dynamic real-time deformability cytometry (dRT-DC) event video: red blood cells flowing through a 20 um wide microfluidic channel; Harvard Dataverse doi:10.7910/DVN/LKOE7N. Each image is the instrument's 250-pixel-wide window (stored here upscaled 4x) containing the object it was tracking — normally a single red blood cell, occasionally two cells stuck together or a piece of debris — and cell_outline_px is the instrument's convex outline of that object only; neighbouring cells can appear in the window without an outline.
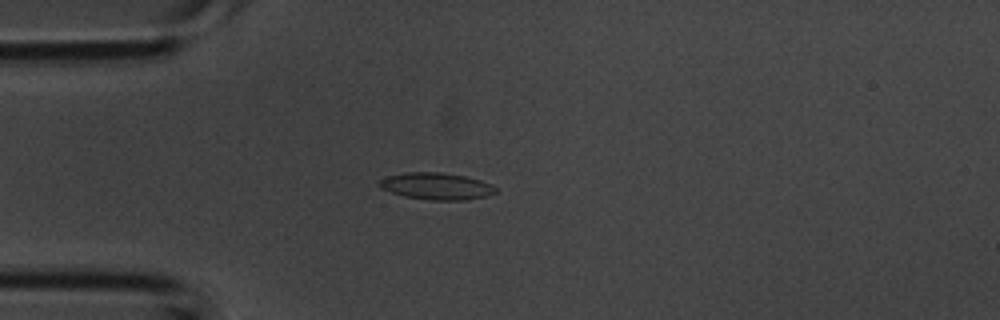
{"species": "common noctule bat (a hibernating species)", "species_latin": "Nyctalus noctula", "temperature_condition": "room temperature", "stored_images_in_passage": 3, "camera_frame_rate_fps": 3000, "um_per_image_px": 0.085, "animal": {"sex": "male", "body_mass_g": 20.1, "forearm_length_mm": 53.5}, "frame": {"image": 1, "passage_image": 3, "time_ms": 0.667, "image_size_px": [1000, 320], "cell_outline_px": [[496, 192], [488, 196], [464, 200], [432, 200], [404, 196], [380, 188], [380, 180], [388, 176], [404, 172], [440, 172], [464, 176], [480, 180], [496, 188]], "centroid_in_image_um": [37.09, 15.82], "position_along_channel_um": 47.9, "area_um2": 17.98}}